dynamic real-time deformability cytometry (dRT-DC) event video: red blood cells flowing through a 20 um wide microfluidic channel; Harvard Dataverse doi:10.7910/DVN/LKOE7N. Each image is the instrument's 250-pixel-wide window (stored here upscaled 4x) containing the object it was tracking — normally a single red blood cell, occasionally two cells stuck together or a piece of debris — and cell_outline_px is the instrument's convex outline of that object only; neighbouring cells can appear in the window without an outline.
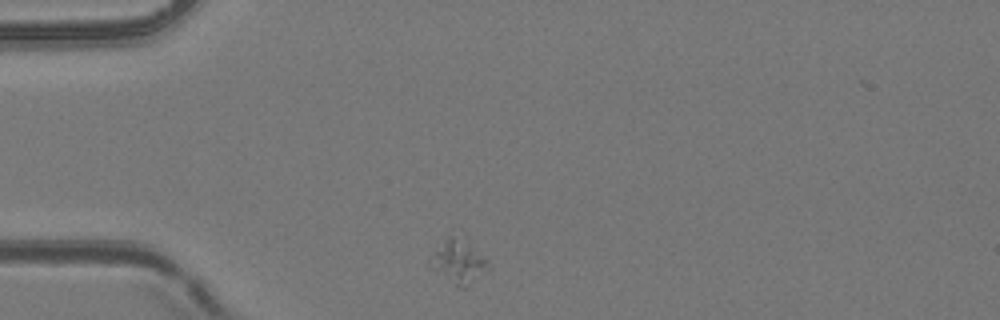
{"species": "common noctule bat (a hibernating species)", "species_latin": "Nyctalus noctula", "temperature_condition": "room temperature", "stored_images_in_passage": 5, "camera_frame_rate_fps": 3000, "um_per_image_px": 0.085, "animal": {"sex": "female", "body_mass_g": 24.6, "forearm_length_mm": 56.2}, "frame": {"image": 1, "passage_image": 1, "time_ms": 0.0, "image_size_px": [1000, 320], "cell_outline_px": [[488, 272], [468, 288], [464, 288], [456, 284], [440, 264], [436, 256], [436, 252], [448, 236], [452, 236], [484, 256], [488, 260]], "centroid_in_image_um": [39.25, 22.29], "position_along_channel_um": 45.8, "area_um2": 12.2}}
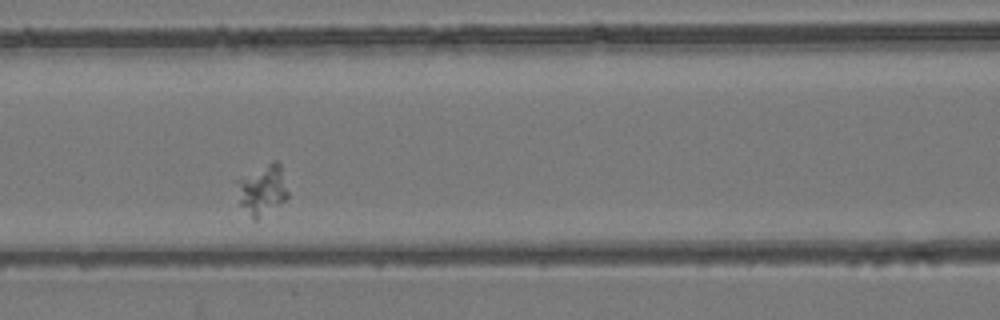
{"frame": {"image": 2, "passage_image": 4, "time_ms": 3.333, "image_size_px": [1000, 320], "cell_outline_px": [[288, 196], [284, 200], [256, 220], [252, 220], [240, 204], [232, 180], [272, 160], [276, 160], [280, 164], [288, 192]], "centroid_in_image_um": [22.21, 16.08], "position_along_channel_um": 144.4, "area_um2": 15.32}}
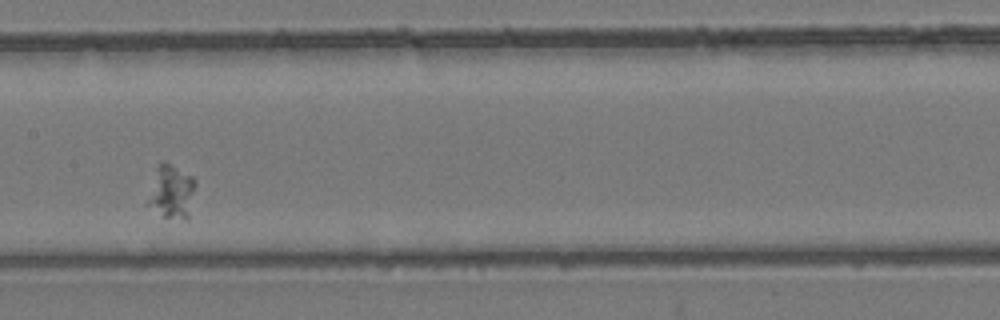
{"frame": {"image": 3, "passage_image": 5, "time_ms": 4.667, "image_size_px": [1000, 320], "cell_outline_px": [[196, 180], [188, 220], [184, 220], [164, 216], [144, 204], [156, 168], [164, 160], [192, 176]], "centroid_in_image_um": [14.54, 16.31], "position_along_channel_um": 192.9, "area_um2": 15.03}}